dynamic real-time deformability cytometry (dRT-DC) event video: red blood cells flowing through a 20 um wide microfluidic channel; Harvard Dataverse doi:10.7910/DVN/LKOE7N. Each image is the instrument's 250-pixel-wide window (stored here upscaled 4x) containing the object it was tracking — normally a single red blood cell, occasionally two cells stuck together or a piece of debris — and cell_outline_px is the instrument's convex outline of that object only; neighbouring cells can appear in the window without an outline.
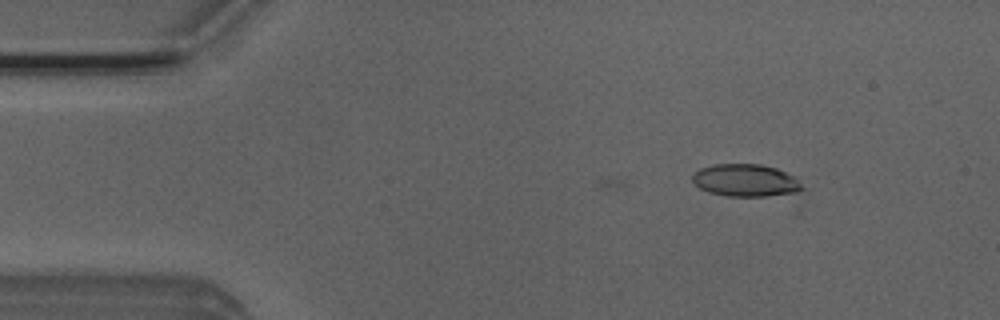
{"species": "Egyptian fruit bat (a non-hibernating species)", "species_latin": "Rousettus aegyptiacus", "temperature_condition": "room temperature", "stored_images_in_passage": 6, "camera_frame_rate_fps": 3000, "um_per_image_px": 0.085, "animal": {"sex": "male"}, "frame": {"image": 1, "passage_image": 3, "time_ms": 0.667, "image_size_px": [1000, 320], "cell_outline_px": [[804, 188], [796, 192], [764, 196], [728, 196], [708, 192], [700, 188], [692, 180], [692, 176], [700, 168], [716, 164], [760, 164], [776, 168], [796, 176]], "centroid_in_image_um": [63.39, 15.32], "position_along_channel_um": 21.6, "area_um2": 20.63}}